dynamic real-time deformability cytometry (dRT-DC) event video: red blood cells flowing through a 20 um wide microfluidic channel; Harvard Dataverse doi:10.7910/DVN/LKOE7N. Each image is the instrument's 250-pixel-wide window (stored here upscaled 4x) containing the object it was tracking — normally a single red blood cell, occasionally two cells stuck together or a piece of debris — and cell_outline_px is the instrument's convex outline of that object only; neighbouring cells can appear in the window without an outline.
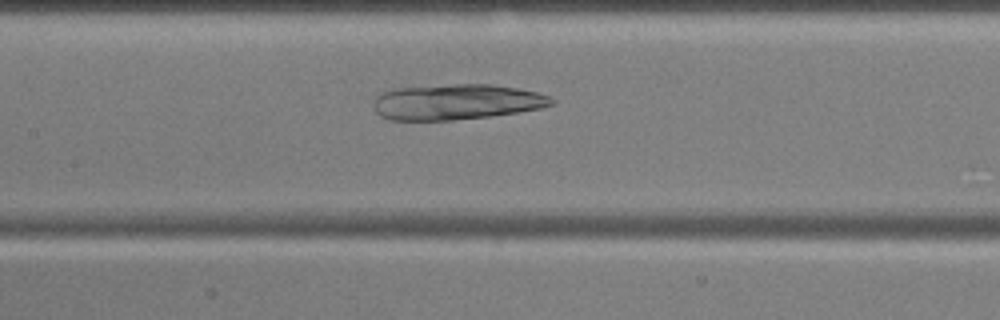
{"species": "common noctule bat (a hibernating species)", "species_latin": "Nyctalus noctula", "temperature_condition": "cold", "stored_images_in_passage": 49, "camera_frame_rate_fps": 3000, "um_per_image_px": 0.085, "animal": {"sex": "male", "body_mass_g": 17.9, "forearm_length_mm": 54.2}, "frame": {"image": 1, "passage_image": 24, "time_ms": 7.667, "image_size_px": [1000, 320], "cell_outline_px": [[556, 104], [540, 108], [516, 112], [488, 116], [452, 120], [392, 120], [380, 116], [376, 112], [372, 104], [376, 96], [392, 88], [456, 84], [492, 84], [516, 88], [536, 92], [548, 96], [556, 100]], "centroid_in_image_um": [38.77, 8.66], "position_along_channel_um": 168.6, "area_um2": 36.88}}